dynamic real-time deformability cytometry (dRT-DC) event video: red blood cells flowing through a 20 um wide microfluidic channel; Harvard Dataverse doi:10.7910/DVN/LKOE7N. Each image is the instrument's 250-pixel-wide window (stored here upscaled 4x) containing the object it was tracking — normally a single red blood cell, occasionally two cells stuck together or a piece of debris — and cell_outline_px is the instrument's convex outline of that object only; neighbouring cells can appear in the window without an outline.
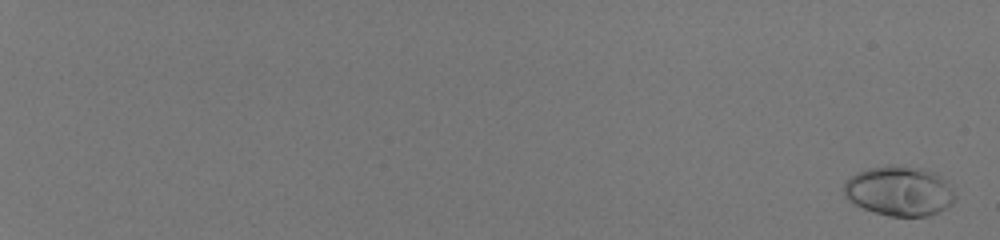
{"species": "human", "species_latin": "Homo sapiens", "temperature_condition": "room temperature", "stored_images_in_passage": 57, "camera_frame_rate_fps": 3000, "um_per_image_px": 0.085, "donor": {"sex": "male"}, "frame": {"image": 1, "passage_image": 2, "time_ms": 0.333, "image_size_px": [1000, 240], "cell_outline_px": [[956, 200], [952, 204], [936, 212], [924, 216], [892, 216], [876, 212], [864, 208], [848, 200], [844, 196], [844, 180], [868, 168], [888, 164], [924, 168], [936, 172], [944, 180], [956, 196]], "centroid_in_image_um": [76.43, 16.21], "position_along_channel_um": 8.6, "area_um2": 32.08}}
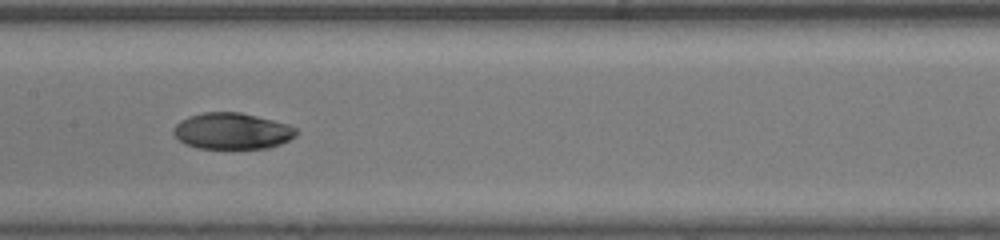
{"frame": {"image": 2, "passage_image": 36, "time_ms": 11.667, "image_size_px": [1000, 240], "cell_outline_px": [[296, 136], [280, 144], [268, 148], [196, 148], [184, 144], [172, 132], [172, 128], [180, 120], [188, 116], [204, 112], [240, 112], [288, 124], [296, 128]], "centroid_in_image_um": [19.69, 11.14], "position_along_channel_um": 187.7, "area_um2": 25.95}}
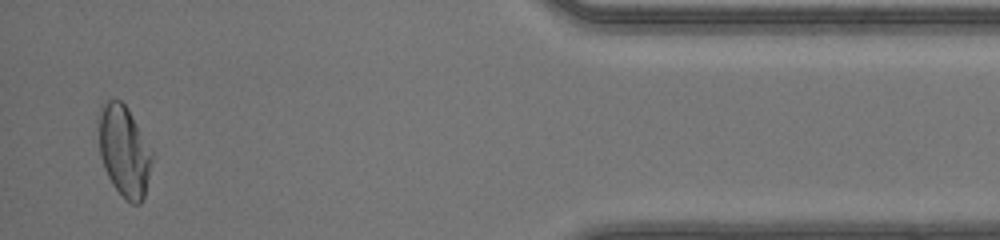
{"frame": {"image": 3, "passage_image": 56, "time_ms": 18.333, "image_size_px": [1000, 240], "cell_outline_px": [[152, 160], [144, 196], [140, 204], [132, 204], [124, 200], [112, 184], [104, 168], [100, 156], [100, 108], [104, 100], [120, 100], [128, 108], [152, 152]], "centroid_in_image_um": [10.55, 12.87], "position_along_channel_um": 424.7, "area_um2": 27.92}, "authors_computed_cell_mechanics": {"area_um2": 27.455, "velocity_mm_per_s": 4.1861, "shape_relaxation_time_tau1_ms": 5.2642, "shape_relaxation_time_tau2_ms": 2.7236, "deformation_change_tau1": 0.2148, "deformation_change_tau2": 0.031}}